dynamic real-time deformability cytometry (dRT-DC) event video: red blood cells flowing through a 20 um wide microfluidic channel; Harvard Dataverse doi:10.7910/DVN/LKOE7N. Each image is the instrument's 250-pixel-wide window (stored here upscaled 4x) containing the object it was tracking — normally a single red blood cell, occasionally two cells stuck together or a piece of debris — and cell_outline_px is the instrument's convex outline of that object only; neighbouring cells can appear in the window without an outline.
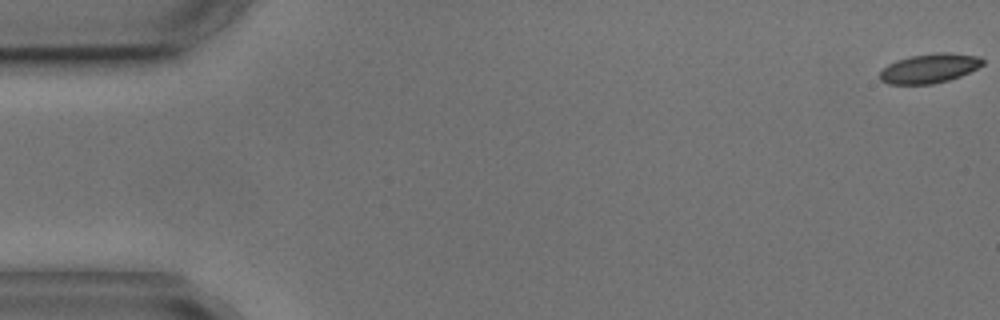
{"species": "common noctule bat (a hibernating species)", "species_latin": "Nyctalus noctula", "temperature_condition": "cold", "stored_images_in_passage": 8, "camera_frame_rate_fps": 3000, "um_per_image_px": 0.085, "animal": {"sex": "male", "body_mass_g": 17.9, "forearm_length_mm": 54.2}, "frame": {"image": 1, "passage_image": 1, "time_ms": 0.0, "image_size_px": [1000, 320], "cell_outline_px": [[984, 64], [960, 76], [948, 80], [932, 84], [888, 84], [880, 80], [880, 72], [888, 64], [896, 60], [912, 56], [936, 52], [948, 52], [980, 56], [984, 60]], "centroid_in_image_um": [79.01, 5.8], "position_along_channel_um": 6.0, "area_um2": 17.57}}
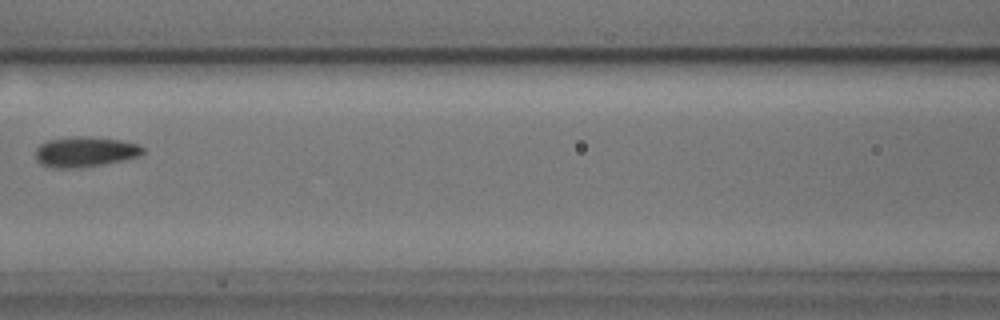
{"frame": {"image": 2, "passage_image": 7, "time_ms": 8.0, "image_size_px": [1000, 320], "cell_outline_px": [[144, 152], [140, 156], [100, 164], [72, 168], [52, 168], [40, 164], [36, 160], [36, 148], [40, 144], [48, 140], [72, 136], [80, 136], [120, 140], [140, 144], [144, 148]], "centroid_in_image_um": [7.2, 12.89], "position_along_channel_um": 159.4, "area_um2": 18.79}}
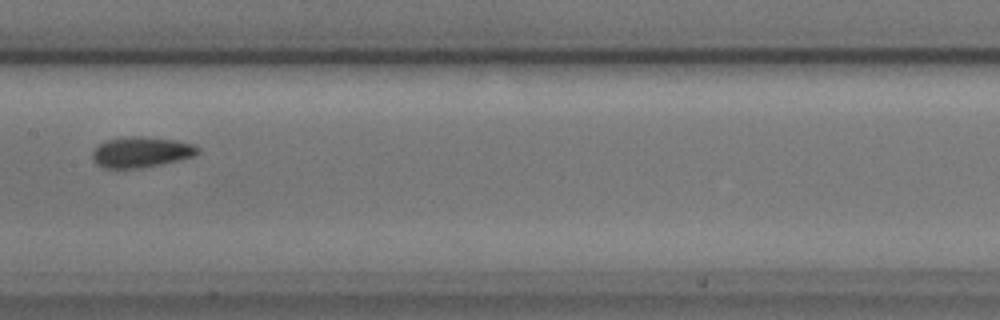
{"frame": {"image": 3, "passage_image": 8, "time_ms": 9.0, "image_size_px": [1000, 320], "cell_outline_px": [[200, 152], [192, 156], [180, 160], [140, 168], [116, 172], [104, 168], [96, 164], [92, 156], [92, 152], [100, 144], [108, 140], [132, 136], [140, 136], [176, 140], [192, 144], [200, 148]], "centroid_in_image_um": [11.96, 12.97], "position_along_channel_um": 195.4, "area_um2": 19.13}}